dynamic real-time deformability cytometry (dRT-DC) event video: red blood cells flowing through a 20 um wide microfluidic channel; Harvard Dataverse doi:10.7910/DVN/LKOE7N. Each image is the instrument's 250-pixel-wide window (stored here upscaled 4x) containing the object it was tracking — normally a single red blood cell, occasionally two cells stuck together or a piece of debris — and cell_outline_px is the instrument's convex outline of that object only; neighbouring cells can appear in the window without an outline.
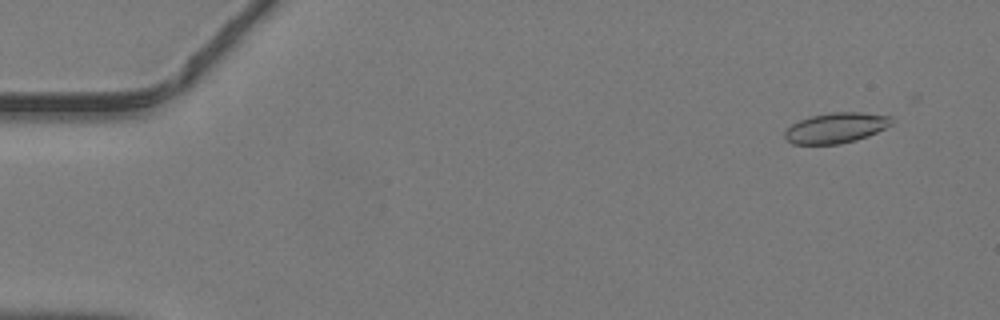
{"species": "common noctule bat (a hibernating species)", "species_latin": "Nyctalus noctula", "temperature_condition": "warm", "stored_images_in_passage": 47, "camera_frame_rate_fps": 3000, "um_per_image_px": 0.085, "animal": {"sex": "male", "body_mass_g": 19.2, "forearm_length_mm": 51.8}, "frame": {"image": 1, "passage_image": 4, "time_ms": 1.0, "image_size_px": [1000, 320], "cell_outline_px": [[892, 124], [868, 136], [856, 140], [840, 144], [792, 144], [784, 136], [784, 132], [792, 124], [800, 120], [812, 116], [828, 112], [860, 112], [892, 116]], "centroid_in_image_um": [71.06, 10.86], "position_along_channel_um": 13.9, "area_um2": 18.84}}
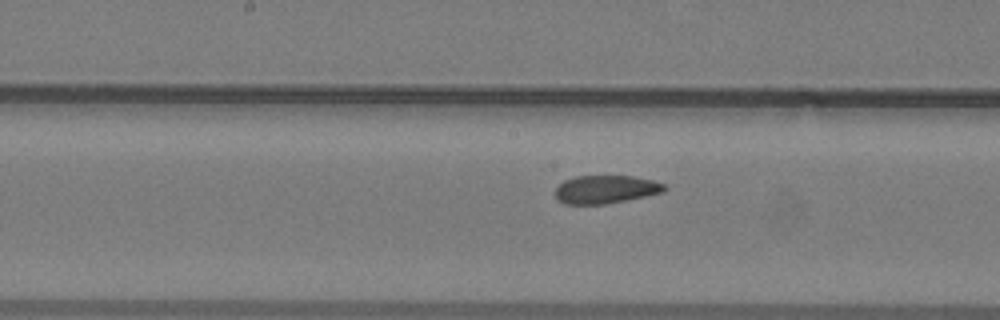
{"frame": {"image": 2, "passage_image": 25, "time_ms": 8.0, "image_size_px": [1000, 320], "cell_outline_px": [[668, 188], [664, 192], [604, 204], [564, 204], [556, 200], [556, 188], [564, 180], [576, 176], [632, 176], [652, 180], [664, 184]], "centroid_in_image_um": [51.46, 16.09], "position_along_channel_um": 196.7, "area_um2": 17.8}}
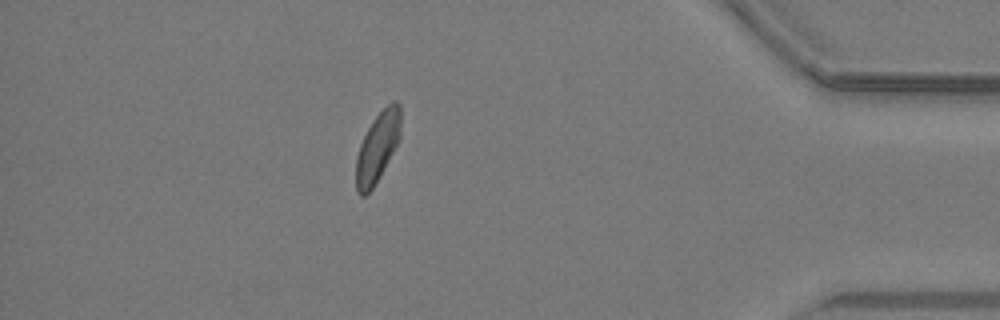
{"frame": {"image": 3, "passage_image": 42, "time_ms": 13.667, "image_size_px": [1000, 320], "cell_outline_px": [[400, 140], [372, 188], [364, 196], [360, 196], [356, 192], [356, 156], [360, 144], [372, 120], [392, 100], [396, 100], [400, 104]], "centroid_in_image_um": [32.09, 12.49], "position_along_channel_um": 403.1, "area_um2": 18.03}}